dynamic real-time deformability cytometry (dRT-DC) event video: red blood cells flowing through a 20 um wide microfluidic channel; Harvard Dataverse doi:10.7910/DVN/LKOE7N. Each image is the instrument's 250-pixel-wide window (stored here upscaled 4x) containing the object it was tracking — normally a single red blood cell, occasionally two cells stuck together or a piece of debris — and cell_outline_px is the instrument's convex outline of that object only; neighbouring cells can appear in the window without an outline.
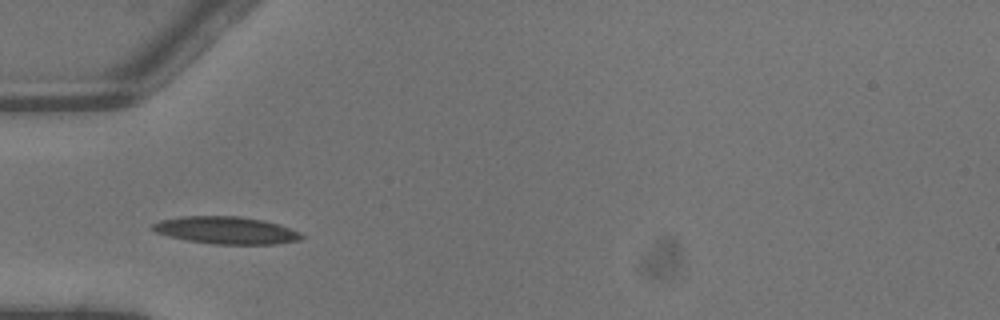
{"species": "common noctule bat (a hibernating species)", "species_latin": "Nyctalus noctula", "temperature_condition": "warm", "stored_images_in_passage": 3, "camera_frame_rate_fps": 3000, "um_per_image_px": 0.085, "animal": {"sex": "male", "body_mass_g": 13.3}, "frame": {"image": 1, "passage_image": 3, "time_ms": 0.667, "image_size_px": [1000, 320], "cell_outline_px": [[304, 236], [300, 240], [276, 244], [212, 244], [184, 240], [168, 236], [156, 232], [152, 228], [152, 224], [160, 220], [180, 216], [240, 216], [264, 220], [300, 232]], "centroid_in_image_um": [19.19, 19.57], "position_along_channel_um": 65.8, "area_um2": 23.76}}